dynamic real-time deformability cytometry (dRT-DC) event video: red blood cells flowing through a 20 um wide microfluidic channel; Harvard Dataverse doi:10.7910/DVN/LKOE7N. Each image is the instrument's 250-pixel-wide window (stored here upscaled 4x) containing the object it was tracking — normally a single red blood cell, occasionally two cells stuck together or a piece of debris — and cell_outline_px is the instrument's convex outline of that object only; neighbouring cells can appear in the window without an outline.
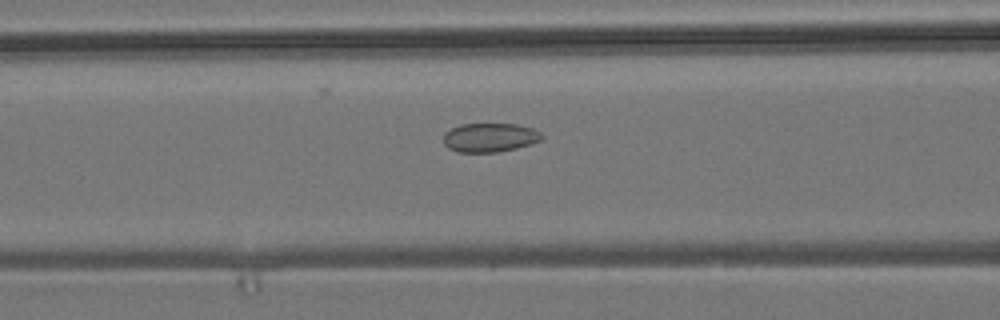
{"species": "common noctule bat (a hibernating species)", "species_latin": "Nyctalus noctula", "temperature_condition": "room temperature", "stored_images_in_passage": 37, "camera_frame_rate_fps": 3000, "um_per_image_px": 0.085, "animal": {"sex": "male", "body_mass_g": 19.2, "forearm_length_mm": 51.8}, "frame": {"image": 1, "passage_image": 22, "time_ms": 7.0, "image_size_px": [1000, 320], "cell_outline_px": [[544, 136], [540, 140], [532, 144], [516, 148], [496, 152], [456, 152], [448, 148], [444, 144], [444, 132], [460, 124], [516, 124], [532, 128], [540, 132]], "centroid_in_image_um": [41.62, 11.69], "position_along_channel_um": 125.0, "area_um2": 16.65}}
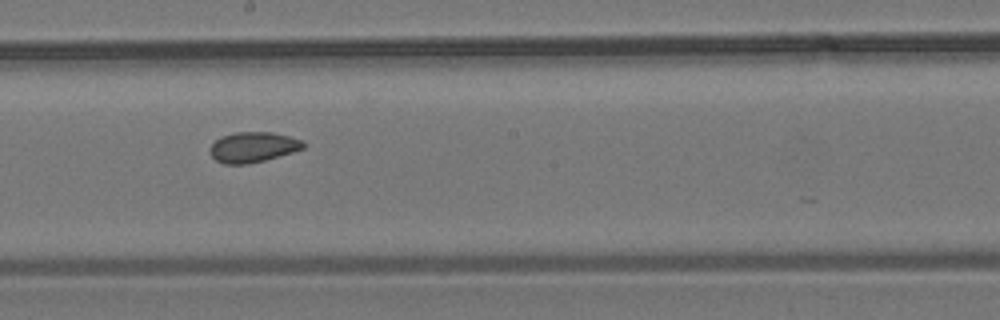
{"frame": {"image": 2, "passage_image": 30, "time_ms": 9.667, "image_size_px": [1000, 320], "cell_outline_px": [[308, 144], [304, 148], [292, 152], [264, 160], [248, 164], [224, 164], [216, 160], [212, 156], [208, 148], [216, 140], [224, 136], [236, 132], [272, 132], [304, 140]], "centroid_in_image_um": [21.53, 12.5], "position_along_channel_um": 226.7, "area_um2": 16.47}}
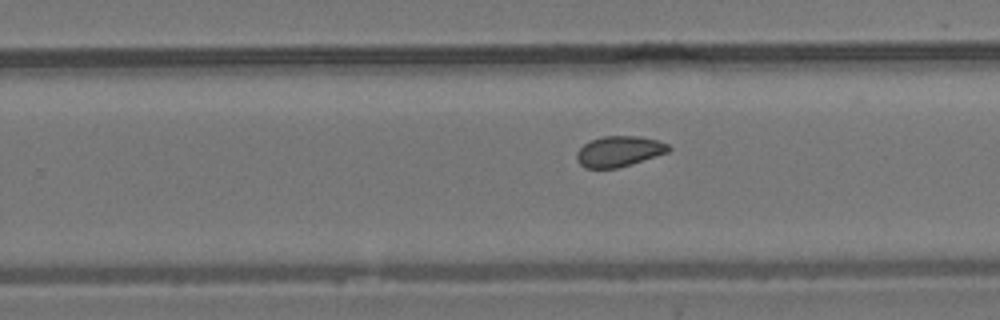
{"frame": {"image": 3, "passage_image": 34, "time_ms": 11.0, "image_size_px": [1000, 320], "cell_outline_px": [[672, 148], [668, 152], [632, 164], [616, 168], [584, 168], [576, 160], [576, 152], [584, 144], [592, 140], [604, 136], [640, 136], [656, 140], [668, 144]], "centroid_in_image_um": [52.61, 12.87], "position_along_channel_um": 277.2, "area_um2": 16.36}}